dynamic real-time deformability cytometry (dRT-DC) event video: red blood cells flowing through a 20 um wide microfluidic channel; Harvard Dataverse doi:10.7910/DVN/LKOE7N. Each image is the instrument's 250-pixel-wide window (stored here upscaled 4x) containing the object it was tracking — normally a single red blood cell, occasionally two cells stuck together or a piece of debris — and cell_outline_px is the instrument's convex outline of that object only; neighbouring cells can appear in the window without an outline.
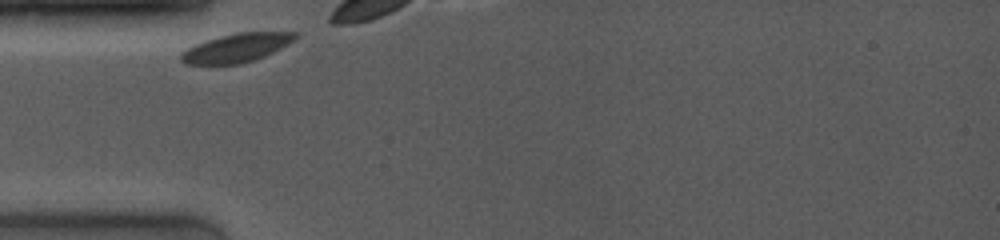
{"species": "common noctule bat (a hibernating species)", "species_latin": "Nyctalus noctula", "temperature_condition": "room temperature", "stored_images_in_passage": 4, "camera_frame_rate_fps": 4000, "um_per_image_px": 0.085, "animal": {"sex": "female", "body_mass_g": 19.0, "forearm_length_mm": 53.3}, "frame": {"image": 1, "passage_image": 1, "time_ms": 0.0, "image_size_px": [1000, 240], "cell_outline_px": [[300, 36], [288, 44], [264, 56], [240, 64], [184, 64], [180, 60], [180, 52], [196, 44], [220, 36], [236, 32], [300, 32]], "centroid_in_image_um": [20.11, 4.06], "position_along_channel_um": 64.9, "area_um2": 19.02}}